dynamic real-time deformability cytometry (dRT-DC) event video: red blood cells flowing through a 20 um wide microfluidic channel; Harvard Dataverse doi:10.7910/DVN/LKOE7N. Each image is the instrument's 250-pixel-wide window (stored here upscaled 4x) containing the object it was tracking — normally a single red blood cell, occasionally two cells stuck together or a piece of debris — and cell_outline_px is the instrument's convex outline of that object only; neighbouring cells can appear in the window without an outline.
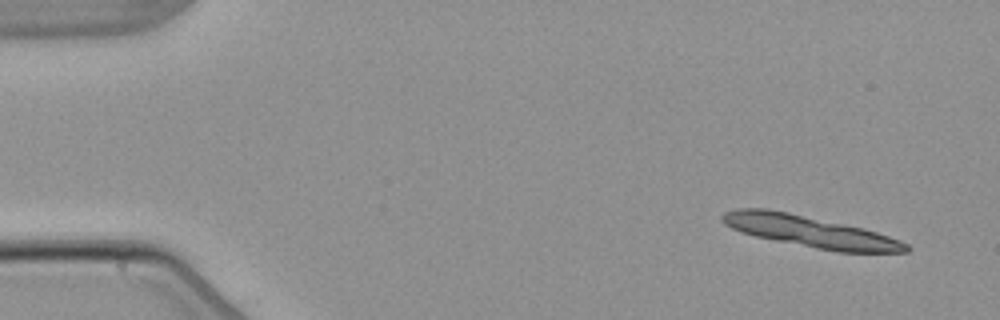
{"species": "common noctule bat (a hibernating species)", "species_latin": "Nyctalus noctula", "temperature_condition": "warm", "stored_images_in_passage": 5, "camera_frame_rate_fps": 3000, "um_per_image_px": 0.085, "animal": {"sex": "male", "body_mass_g": 21.5, "forearm_length_mm": 52.0}, "frame": {"image": 1, "passage_image": 1, "time_ms": 0.0, "image_size_px": [1000, 320], "cell_outline_px": [[912, 248], [908, 252], [836, 252], [756, 236], [740, 232], [724, 224], [720, 220], [720, 216], [724, 212], [736, 208], [768, 208], [788, 212], [864, 228], [900, 240], [908, 244]], "centroid_in_image_um": [68.84, 19.67], "position_along_channel_um": 16.2, "area_um2": 33.58}}
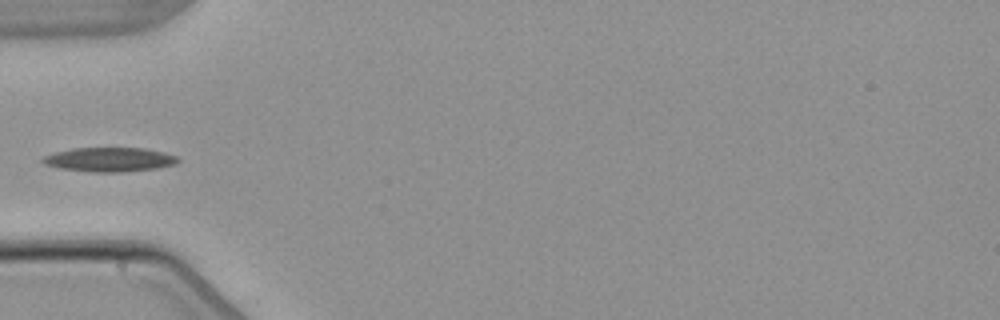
{"frame": {"image": 2, "passage_image": 5, "time_ms": 5.0, "image_size_px": [1000, 320], "cell_outline_px": [[180, 160], [176, 164], [156, 168], [120, 172], [92, 172], [60, 168], [44, 164], [40, 160], [44, 156], [56, 152], [72, 148], [144, 148], [164, 152], [176, 156]], "centroid_in_image_um": [9.3, 13.56], "position_along_channel_um": 75.7, "area_um2": 19.02}}